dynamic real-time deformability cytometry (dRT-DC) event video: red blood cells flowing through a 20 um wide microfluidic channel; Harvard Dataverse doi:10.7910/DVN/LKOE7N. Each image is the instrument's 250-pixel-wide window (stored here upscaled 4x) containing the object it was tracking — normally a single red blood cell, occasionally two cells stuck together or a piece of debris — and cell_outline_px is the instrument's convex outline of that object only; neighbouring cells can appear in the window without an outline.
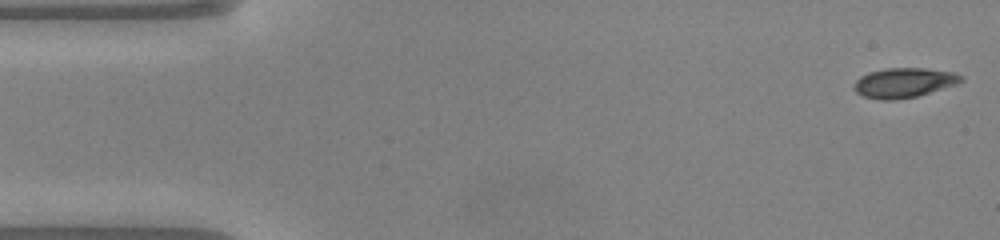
{"species": "common noctule bat (a hibernating species)", "species_latin": "Nyctalus noctula", "temperature_condition": "warm", "stored_images_in_passage": 48, "camera_frame_rate_fps": 3000, "um_per_image_px": 0.085, "animal": {"sex": "male", "body_mass_g": 20.0, "forearm_length_mm": 53.3}, "frame": {"image": 1, "passage_image": 1, "time_ms": 0.0, "image_size_px": [1000, 240], "cell_outline_px": [[964, 80], [956, 84], [916, 96], [896, 100], [880, 100], [864, 96], [856, 92], [852, 88], [856, 80], [860, 76], [868, 72], [884, 68], [924, 68], [956, 72], [964, 76]], "centroid_in_image_um": [76.82, 7.02], "position_along_channel_um": 8.2, "area_um2": 18.67}}
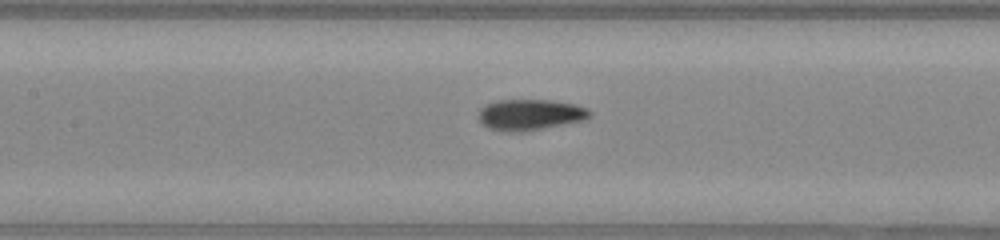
{"frame": {"image": 2, "passage_image": 21, "time_ms": 6.667, "image_size_px": [1000, 240], "cell_outline_px": [[592, 116], [588, 120], [524, 132], [504, 132], [488, 128], [480, 120], [480, 108], [484, 104], [496, 100], [552, 100], [572, 104], [588, 108], [592, 112]], "centroid_in_image_um": [45.1, 9.76], "position_along_channel_um": 162.3, "area_um2": 20.4}}
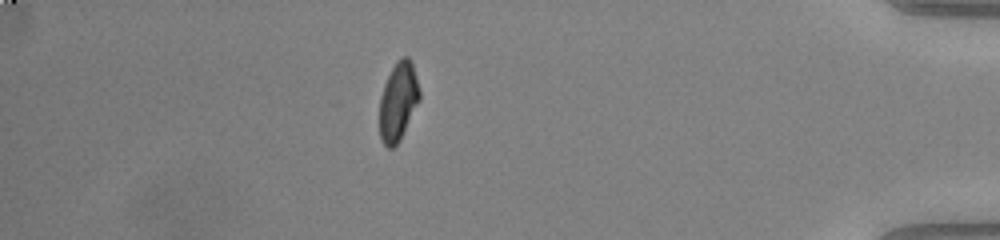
{"frame": {"image": 3, "passage_image": 42, "time_ms": 13.667, "image_size_px": [1000, 240], "cell_outline_px": [[420, 100], [400, 140], [392, 148], [388, 148], [380, 140], [380, 96], [384, 84], [396, 60], [400, 56], [408, 56], [412, 60], [420, 88]], "centroid_in_image_um": [33.86, 8.58], "position_along_channel_um": 401.3, "area_um2": 18.55}, "authors_computed_cell_mechanics": {"area_um2": 19.074, "velocity_mm_per_s": 4.1147, "shape_relaxation_time_tau1_ms": 2.6408, "shape_relaxation_time_tau2_ms": 0.7953, "deformation_change_tau1": 0.1716, "deformation_change_tau2": 0.0481}}